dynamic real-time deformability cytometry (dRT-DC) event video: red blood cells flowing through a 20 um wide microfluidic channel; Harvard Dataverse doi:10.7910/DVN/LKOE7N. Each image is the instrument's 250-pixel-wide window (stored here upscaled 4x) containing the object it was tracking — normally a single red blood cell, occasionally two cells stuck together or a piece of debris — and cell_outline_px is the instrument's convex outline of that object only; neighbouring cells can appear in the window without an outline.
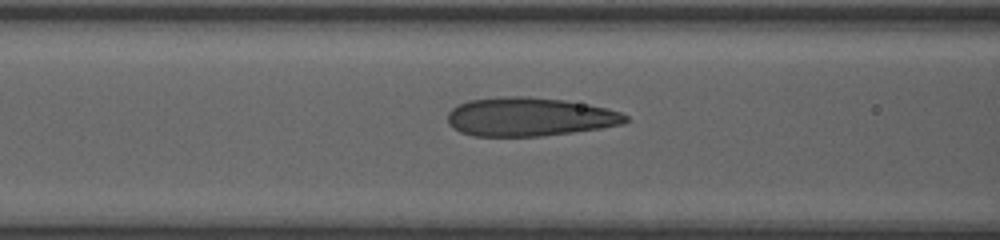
{"species": "human", "species_latin": "Homo sapiens", "temperature_condition": "room temperature", "stored_images_in_passage": 55, "camera_frame_rate_fps": 3000, "um_per_image_px": 0.085, "donor": {"sex": "female"}, "frame": {"image": 1, "passage_image": 20, "time_ms": 4.333, "image_size_px": [1000, 240], "cell_outline_px": [[628, 120], [624, 124], [600, 128], [572, 132], [540, 136], [472, 136], [460, 132], [452, 128], [448, 124], [448, 112], [452, 108], [468, 100], [504, 96], [528, 96], [564, 100], [588, 104], [608, 108], [620, 112], [628, 116]], "centroid_in_image_um": [45.0, 9.93], "position_along_channel_um": 121.6, "area_um2": 40.29}}
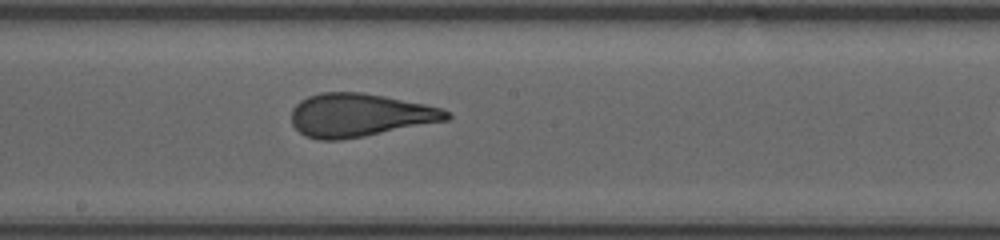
{"frame": {"image": 2, "passage_image": 31, "time_ms": 6.667, "image_size_px": [1000, 240], "cell_outline_px": [[452, 116], [448, 120], [364, 136], [340, 140], [320, 140], [304, 136], [292, 124], [292, 108], [300, 100], [308, 96], [320, 92], [360, 92], [384, 96], [424, 104], [440, 108], [452, 112]], "centroid_in_image_um": [30.56, 9.79], "position_along_channel_um": 217.6, "area_um2": 39.07}}
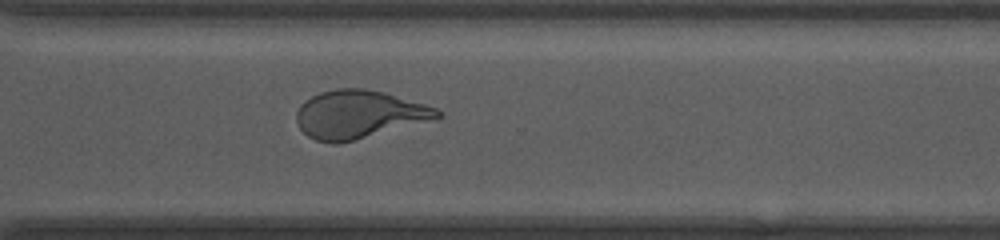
{"frame": {"image": 3, "passage_image": 46, "time_ms": 9.667, "image_size_px": [1000, 240], "cell_outline_px": [[444, 116], [436, 120], [336, 144], [332, 144], [316, 140], [308, 136], [296, 124], [296, 112], [300, 104], [304, 100], [320, 92], [336, 88], [364, 88], [384, 92], [424, 104], [436, 108], [444, 112]], "centroid_in_image_um": [30.52, 9.72], "position_along_channel_um": 340.1, "area_um2": 39.77}}